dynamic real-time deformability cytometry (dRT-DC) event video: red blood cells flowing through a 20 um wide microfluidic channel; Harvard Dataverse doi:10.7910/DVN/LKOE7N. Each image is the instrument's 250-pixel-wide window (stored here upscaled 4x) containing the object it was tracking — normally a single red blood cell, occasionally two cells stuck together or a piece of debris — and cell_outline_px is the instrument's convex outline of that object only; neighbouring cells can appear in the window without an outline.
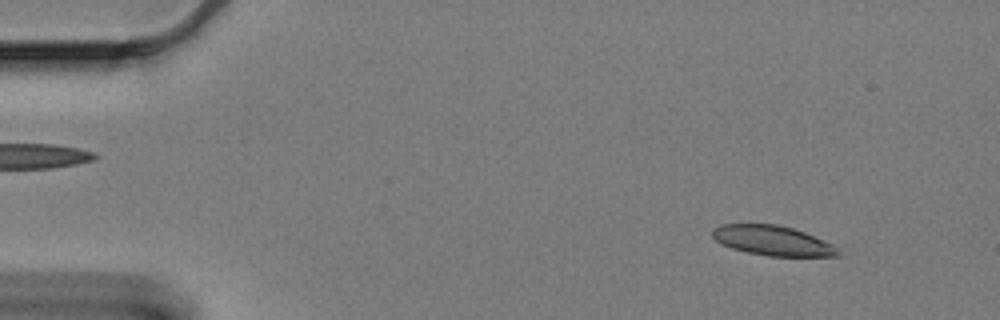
{"species": "Egyptian fruit bat (a non-hibernating species)", "species_latin": "Rousettus aegyptiacus", "temperature_condition": "cold", "stored_images_in_passage": 60, "camera_frame_rate_fps": 3000, "um_per_image_px": 0.085, "animal": {"sex": "female"}, "frame": {"image": 1, "passage_image": 6, "time_ms": 1.667, "image_size_px": [1000, 320], "cell_outline_px": [[840, 256], [768, 256], [748, 252], [732, 248], [720, 244], [712, 236], [712, 228], [720, 224], [776, 224], [792, 228], [804, 232], [832, 244], [840, 252]], "centroid_in_image_um": [65.63, 20.45], "position_along_channel_um": 19.4, "area_um2": 21.73}}
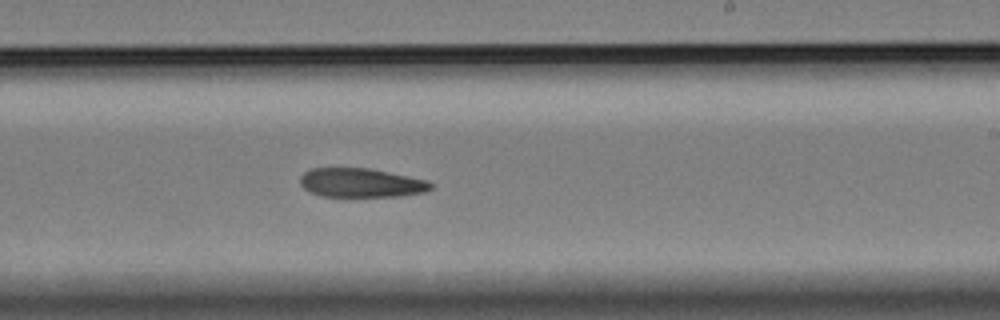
{"frame": {"image": 2, "passage_image": 36, "time_ms": 11.667, "image_size_px": [1000, 320], "cell_outline_px": [[432, 188], [424, 192], [400, 196], [320, 196], [308, 192], [300, 184], [300, 176], [304, 172], [312, 168], [372, 168], [428, 180], [432, 184]], "centroid_in_image_um": [30.68, 15.53], "position_along_channel_um": 258.3, "area_um2": 22.25}}
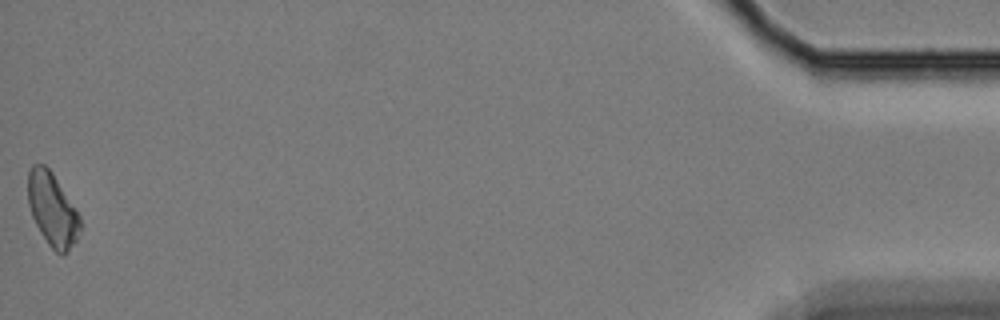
{"frame": {"image": 3, "passage_image": 60, "time_ms": 19.667, "image_size_px": [1000, 320], "cell_outline_px": [[80, 228], [76, 240], [64, 256], [56, 252], [48, 244], [40, 232], [32, 216], [28, 204], [28, 172], [32, 164], [44, 164], [52, 172], [76, 208], [80, 216]], "centroid_in_image_um": [4.45, 17.8], "position_along_channel_um": 430.8, "area_um2": 22.2}}